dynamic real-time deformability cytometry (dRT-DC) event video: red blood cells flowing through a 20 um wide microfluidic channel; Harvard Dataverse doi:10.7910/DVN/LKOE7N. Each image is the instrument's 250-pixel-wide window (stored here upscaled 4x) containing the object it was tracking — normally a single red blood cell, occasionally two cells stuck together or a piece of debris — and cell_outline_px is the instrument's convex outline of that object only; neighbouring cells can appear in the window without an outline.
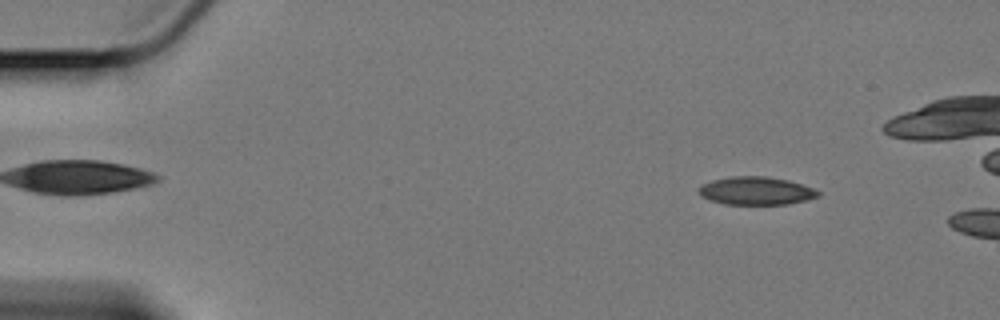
{"species": "Egyptian fruit bat (a non-hibernating species)", "species_latin": "Rousettus aegyptiacus", "temperature_condition": "cold", "stored_images_in_passage": 54, "camera_frame_rate_fps": 3000, "um_per_image_px": 0.085, "animal": {"sex": "female"}, "frame": {"image": 1, "passage_image": 7, "time_ms": 2.0, "image_size_px": [1000, 320], "cell_outline_px": [[820, 196], [788, 204], [724, 204], [708, 200], [700, 196], [700, 188], [704, 184], [712, 180], [732, 176], [768, 176], [788, 180], [812, 188], [820, 192]], "centroid_in_image_um": [64.26, 16.22], "position_along_channel_um": 20.7, "area_um2": 19.36}}
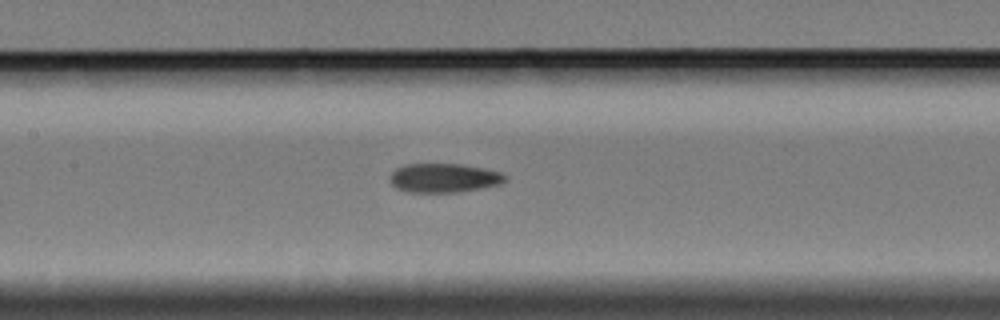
{"frame": {"image": 2, "passage_image": 28, "time_ms": 9.0, "image_size_px": [1000, 320], "cell_outline_px": [[508, 176], [504, 180], [496, 184], [480, 188], [456, 192], [408, 192], [396, 188], [392, 184], [392, 172], [396, 168], [404, 164], [460, 164], [484, 168], [500, 172]], "centroid_in_image_um": [37.71, 15.11], "position_along_channel_um": 169.7, "area_um2": 19.19}}
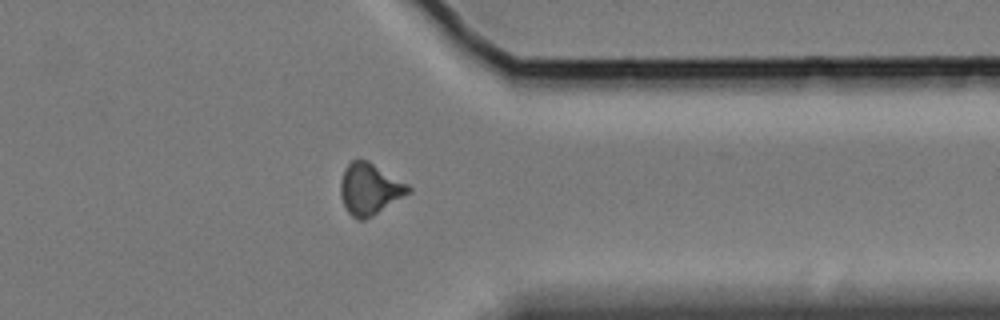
{"frame": {"image": 3, "passage_image": 47, "time_ms": 15.333, "image_size_px": [1000, 320], "cell_outline_px": [[412, 192], [372, 216], [364, 220], [360, 220], [352, 216], [348, 212], [340, 196], [340, 180], [344, 168], [352, 160], [368, 160], [408, 184], [412, 188]], "centroid_in_image_um": [31.42, 16.06], "position_along_channel_um": 380.0, "area_um2": 20.4}}